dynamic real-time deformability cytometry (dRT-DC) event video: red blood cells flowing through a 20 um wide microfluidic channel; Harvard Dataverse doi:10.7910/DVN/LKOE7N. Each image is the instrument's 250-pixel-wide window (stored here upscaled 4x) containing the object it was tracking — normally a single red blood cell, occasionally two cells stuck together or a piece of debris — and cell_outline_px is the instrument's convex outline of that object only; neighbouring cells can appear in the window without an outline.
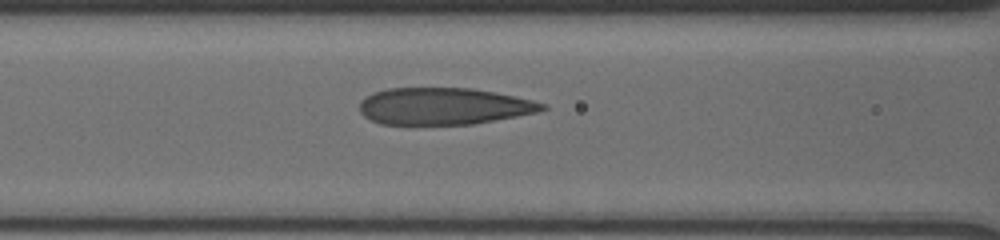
{"species": "human", "species_latin": "Homo sapiens", "temperature_condition": "cold", "stored_images_in_passage": 18, "camera_frame_rate_fps": 3000, "um_per_image_px": 0.085, "donor": {"sex": "male"}, "frame": {"image": 1, "passage_image": 4, "time_ms": 1.667, "image_size_px": [1000, 240], "cell_outline_px": [[548, 108], [536, 112], [516, 116], [472, 124], [380, 124], [364, 116], [360, 112], [360, 100], [364, 96], [372, 92], [388, 88], [472, 88], [496, 92], [532, 100], [544, 104]], "centroid_in_image_um": [37.67, 9.02], "position_along_channel_um": 128.9, "area_um2": 39.19}}
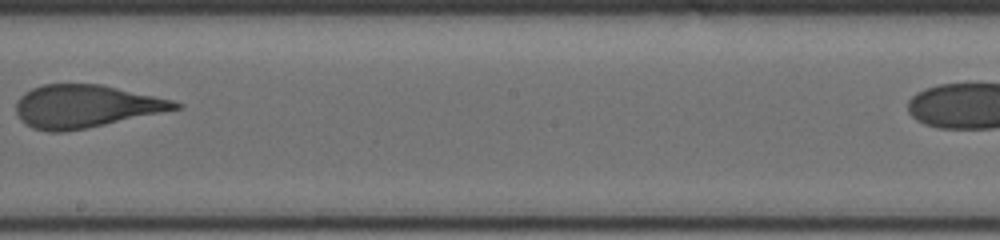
{"frame": {"image": 2, "passage_image": 9, "time_ms": 4.667, "image_size_px": [1000, 240], "cell_outline_px": [[184, 104], [180, 108], [104, 124], [84, 128], [60, 132], [48, 132], [32, 128], [24, 124], [20, 120], [16, 112], [16, 100], [24, 92], [32, 88], [44, 84], [100, 84], [172, 100]], "centroid_in_image_um": [7.19, 9.03], "position_along_channel_um": 241.0, "area_um2": 39.25}}
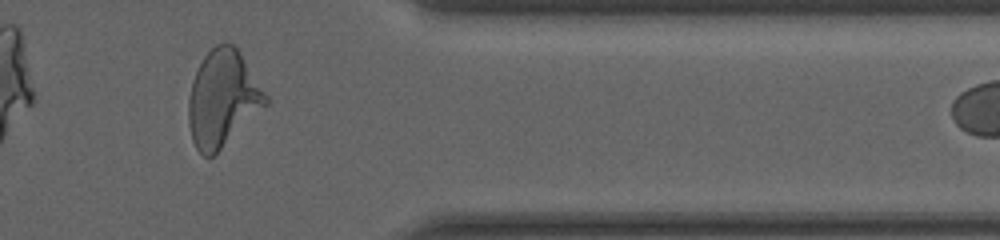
{"frame": {"image": 3, "passage_image": 16, "time_ms": 9.0, "image_size_px": [1000, 240], "cell_outline_px": [[268, 104], [212, 156], [204, 156], [196, 148], [192, 140], [188, 124], [188, 100], [192, 80], [204, 56], [216, 44], [232, 44], [240, 52], [268, 96]], "centroid_in_image_um": [18.91, 8.38], "position_along_channel_um": 392.5, "area_um2": 42.71}}